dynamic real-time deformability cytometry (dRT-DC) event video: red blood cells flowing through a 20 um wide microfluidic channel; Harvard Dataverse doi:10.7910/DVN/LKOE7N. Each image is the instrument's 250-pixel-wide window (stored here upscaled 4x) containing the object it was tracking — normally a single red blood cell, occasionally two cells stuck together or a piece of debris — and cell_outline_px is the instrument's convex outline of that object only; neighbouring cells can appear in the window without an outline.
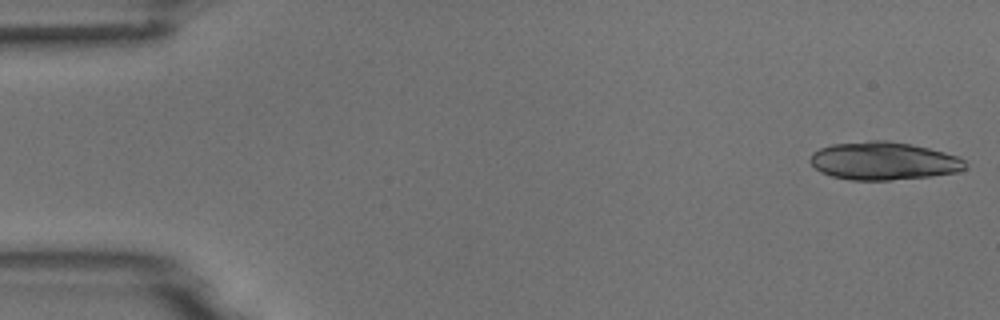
{"species": "common noctule bat (a hibernating species)", "species_latin": "Nyctalus noctula", "temperature_condition": "room temperature", "stored_images_in_passage": 4, "camera_frame_rate_fps": 3000, "um_per_image_px": 0.085, "animal": {"sex": "male", "body_mass_g": 18.8}, "frame": {"image": 1, "passage_image": 1, "time_ms": 0.0, "image_size_px": [1000, 320], "cell_outline_px": [[968, 164], [964, 168], [956, 172], [932, 176], [888, 180], [852, 180], [832, 176], [820, 172], [808, 160], [812, 152], [820, 148], [832, 144], [872, 140], [884, 140], [908, 144], [928, 148], [960, 156]], "centroid_in_image_um": [75.09, 13.68], "position_along_channel_um": 9.9, "area_um2": 34.28}}